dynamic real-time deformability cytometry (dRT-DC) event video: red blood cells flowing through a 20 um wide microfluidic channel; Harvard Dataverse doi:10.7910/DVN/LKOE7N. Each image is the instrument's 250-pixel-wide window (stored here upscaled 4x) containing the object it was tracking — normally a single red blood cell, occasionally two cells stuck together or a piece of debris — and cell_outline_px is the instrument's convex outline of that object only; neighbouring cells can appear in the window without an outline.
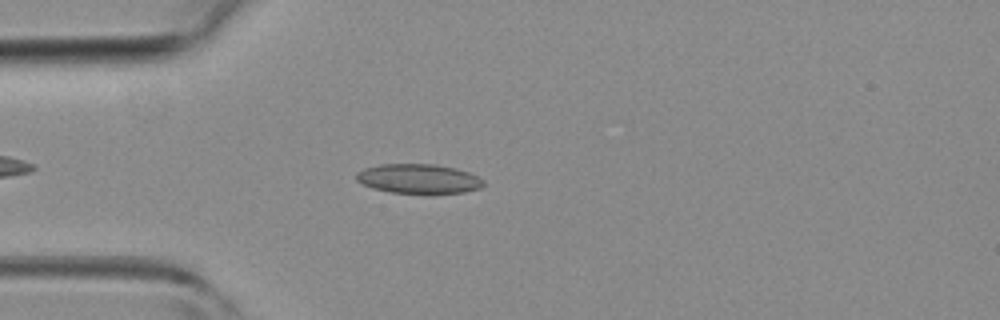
{"species": "common noctule bat (a hibernating species)", "species_latin": "Nyctalus noctula", "temperature_condition": "room temperature", "stored_images_in_passage": 3, "camera_frame_rate_fps": 3000, "um_per_image_px": 0.085, "animal": {"sex": "female", "body_mass_g": 19.3, "forearm_length_mm": 54.1}, "frame": {"image": 1, "passage_image": 3, "time_ms": 3.333, "image_size_px": [1000, 320], "cell_outline_px": [[484, 184], [480, 188], [464, 192], [388, 192], [372, 188], [356, 180], [356, 172], [364, 168], [380, 164], [436, 164], [456, 168], [468, 172], [484, 180]], "centroid_in_image_um": [35.55, 15.17], "position_along_channel_um": 49.4, "area_um2": 21.56}}